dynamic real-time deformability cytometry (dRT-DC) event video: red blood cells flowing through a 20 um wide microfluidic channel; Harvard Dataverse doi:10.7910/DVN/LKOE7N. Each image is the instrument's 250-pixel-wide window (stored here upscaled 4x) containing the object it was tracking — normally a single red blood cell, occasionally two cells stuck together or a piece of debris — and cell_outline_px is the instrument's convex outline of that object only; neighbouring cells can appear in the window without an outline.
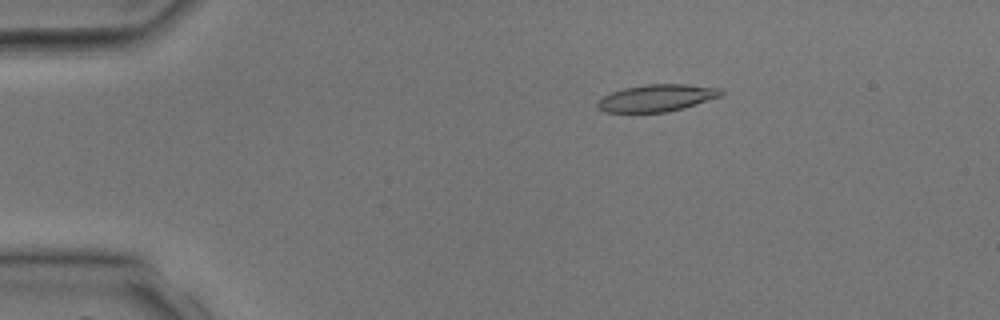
{"species": "common noctule bat (a hibernating species)", "species_latin": "Nyctalus noctula", "temperature_condition": "room temperature", "stored_images_in_passage": 2, "camera_frame_rate_fps": 3000, "um_per_image_px": 0.085, "animal": {"sex": "male", "body_mass_g": 17.9, "forearm_length_mm": 54.2}, "frame": {"image": 1, "passage_image": 1, "time_ms": 0.0, "image_size_px": [1000, 320], "cell_outline_px": [[724, 92], [720, 96], [684, 108], [668, 112], [604, 112], [596, 108], [596, 100], [612, 92], [624, 88], [644, 84], [684, 84], [720, 88]], "centroid_in_image_um": [55.78, 8.33], "position_along_channel_um": 29.2, "area_um2": 19.54}}